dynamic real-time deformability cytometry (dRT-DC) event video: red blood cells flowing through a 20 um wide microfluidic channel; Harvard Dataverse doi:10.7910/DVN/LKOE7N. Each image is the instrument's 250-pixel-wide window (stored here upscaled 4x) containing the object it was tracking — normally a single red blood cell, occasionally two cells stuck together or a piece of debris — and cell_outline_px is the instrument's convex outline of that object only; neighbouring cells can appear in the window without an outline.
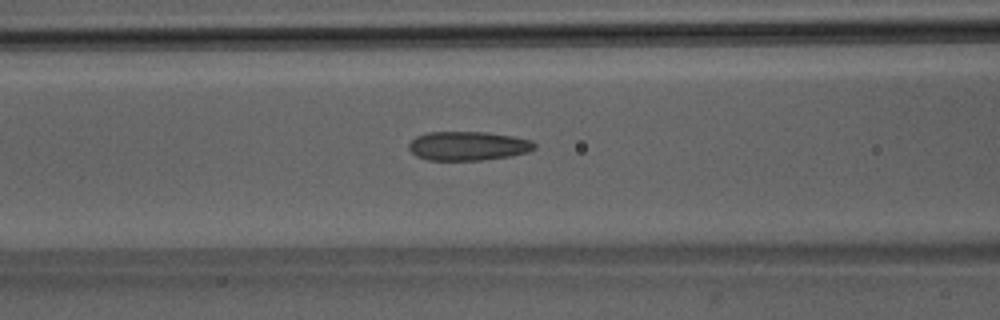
{"species": "Egyptian fruit bat (a non-hibernating species)", "species_latin": "Rousettus aegyptiacus", "temperature_condition": "room temperature", "stored_images_in_passage": 45, "camera_frame_rate_fps": 3000, "um_per_image_px": 0.085, "animal": {"sex": "male"}, "frame": {"image": 1, "passage_image": 15, "time_ms": 4.667, "image_size_px": [1000, 320], "cell_outline_px": [[536, 148], [528, 152], [512, 156], [480, 160], [428, 160], [416, 156], [408, 148], [408, 144], [416, 136], [428, 132], [488, 132], [512, 136], [532, 140], [536, 144]], "centroid_in_image_um": [39.8, 12.4], "position_along_channel_um": 126.8, "area_um2": 21.39}}
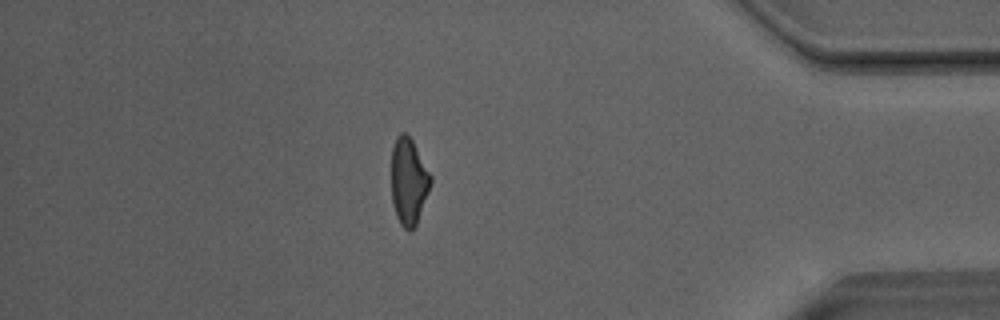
{"frame": {"image": 2, "passage_image": 38, "time_ms": 12.333, "image_size_px": [1000, 320], "cell_outline_px": [[432, 180], [428, 192], [416, 224], [412, 228], [404, 228], [400, 224], [396, 216], [392, 204], [392, 148], [396, 136], [400, 132], [404, 132], [412, 140], [432, 176]], "centroid_in_image_um": [34.72, 15.38], "position_along_channel_um": 400.5, "area_um2": 19.59}}
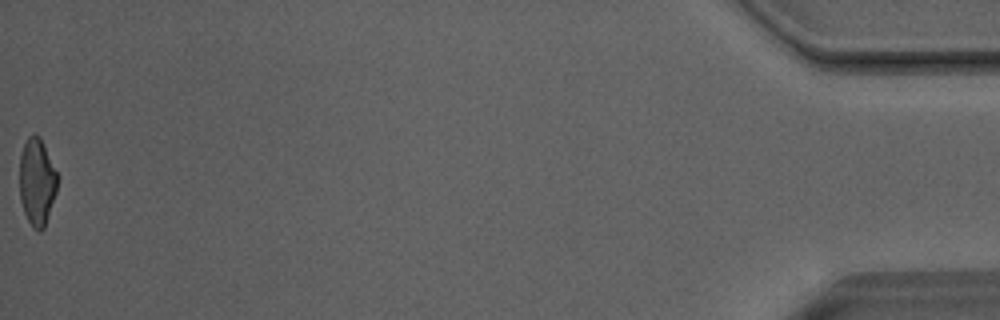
{"frame": {"image": 3, "passage_image": 45, "time_ms": 14.667, "image_size_px": [1000, 320], "cell_outline_px": [[60, 176], [56, 192], [44, 228], [40, 232], [32, 228], [24, 212], [20, 200], [20, 156], [24, 144], [28, 136], [32, 132], [40, 136]], "centroid_in_image_um": [3.16, 15.43], "position_along_channel_um": 432.0, "area_um2": 19.59}, "authors_computed_cell_mechanics": {"area_um2": 21.0392, "velocity_mm_per_s": 4.059, "shape_relaxation_time_tau1_ms": 8.5197, "shape_relaxation_time_tau2_ms": 1.683, "deformation_change_tau1": 0.1996, "deformation_change_tau2": 0.0975}}